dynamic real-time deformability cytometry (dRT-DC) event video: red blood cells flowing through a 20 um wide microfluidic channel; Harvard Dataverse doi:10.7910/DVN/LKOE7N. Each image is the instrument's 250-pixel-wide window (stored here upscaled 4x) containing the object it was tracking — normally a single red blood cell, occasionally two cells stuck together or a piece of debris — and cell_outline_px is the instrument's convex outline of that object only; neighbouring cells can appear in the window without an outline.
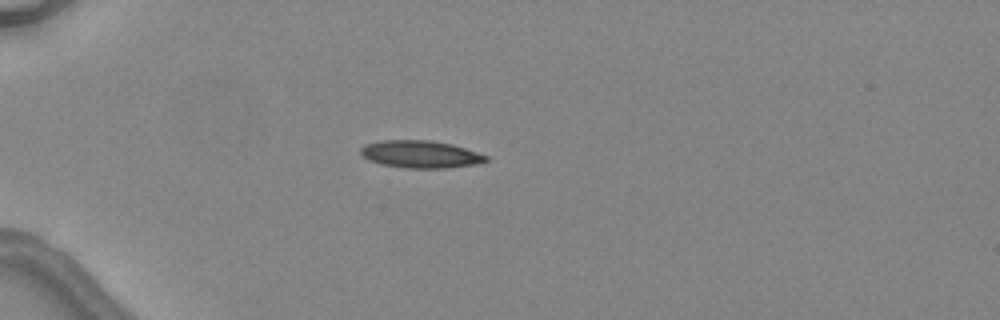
{"species": "common noctule bat (a hibernating species)", "species_latin": "Nyctalus noctula", "temperature_condition": "warm", "stored_images_in_passage": 4, "camera_frame_rate_fps": 3000, "um_per_image_px": 0.085, "animal": {"sex": "female", "body_mass_g": 24.6, "forearm_length_mm": 56.2}, "frame": {"image": 1, "passage_image": 3, "time_ms": 3.333, "image_size_px": [1000, 320], "cell_outline_px": [[488, 160], [476, 164], [444, 168], [404, 168], [384, 164], [372, 160], [364, 156], [360, 152], [360, 148], [364, 144], [380, 140], [432, 140], [452, 144], [488, 156]], "centroid_in_image_um": [35.74, 13.1], "position_along_channel_um": 49.3, "area_um2": 19.83}}